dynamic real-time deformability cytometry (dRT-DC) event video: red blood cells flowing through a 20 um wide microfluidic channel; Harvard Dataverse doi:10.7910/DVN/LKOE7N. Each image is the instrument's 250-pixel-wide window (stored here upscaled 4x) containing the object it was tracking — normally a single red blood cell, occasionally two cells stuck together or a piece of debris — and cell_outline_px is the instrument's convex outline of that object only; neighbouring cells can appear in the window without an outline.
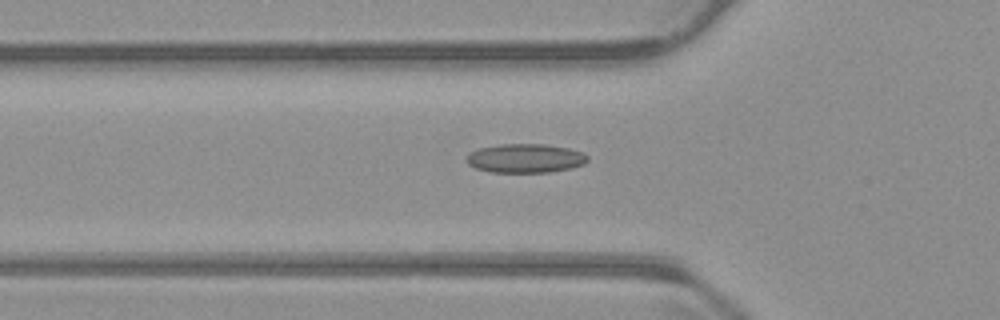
{"species": "common noctule bat (a hibernating species)", "species_latin": "Nyctalus noctula", "temperature_condition": "warm", "stored_images_in_passage": 48, "camera_frame_rate_fps": 3000, "um_per_image_px": 0.085, "animal": {"sex": "male", "body_mass_g": 23.1, "forearm_length_mm": 52.7}, "frame": {"image": 1, "passage_image": 19, "time_ms": 6.0, "image_size_px": [1000, 320], "cell_outline_px": [[588, 160], [584, 164], [572, 168], [548, 172], [488, 172], [476, 168], [468, 164], [464, 160], [472, 152], [480, 148], [500, 144], [544, 144], [568, 148], [584, 152], [588, 156]], "centroid_in_image_um": [44.67, 13.46], "position_along_channel_um": 81.1, "area_um2": 20.46}}
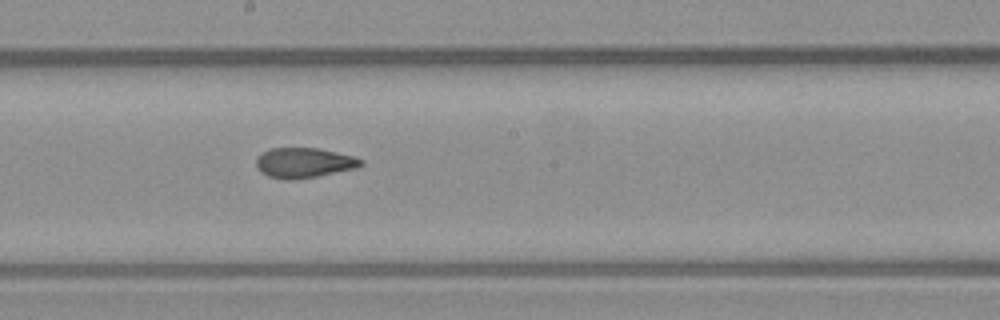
{"frame": {"image": 2, "passage_image": 30, "time_ms": 9.667, "image_size_px": [1000, 320], "cell_outline_px": [[364, 164], [356, 168], [316, 176], [288, 180], [268, 176], [260, 172], [256, 168], [256, 160], [264, 152], [272, 148], [320, 148], [352, 156], [364, 160]], "centroid_in_image_um": [25.84, 13.83], "position_along_channel_um": 222.4, "area_um2": 18.15}}
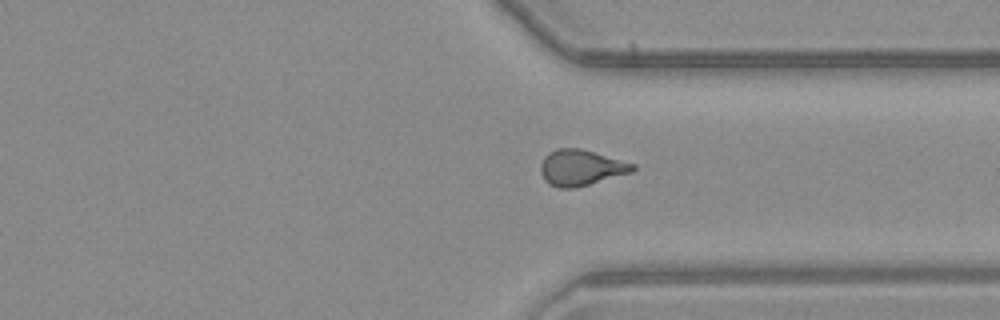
{"frame": {"image": 3, "passage_image": 41, "time_ms": 13.333, "image_size_px": [1000, 320], "cell_outline_px": [[636, 168], [632, 172], [588, 184], [572, 188], [560, 188], [548, 184], [544, 180], [540, 172], [540, 164], [544, 156], [548, 152], [556, 148], [580, 148], [636, 164]], "centroid_in_image_um": [49.34, 14.24], "position_along_channel_um": 362.1, "area_um2": 19.25}, "authors_computed_cell_mechanics": {"area_um2": 19.1607, "velocity_mm_per_s": 3.8143, "shape_relaxation_time_tau1_ms": null, "shape_relaxation_time_tau2_ms": 2.5641, "deformation_change_tau1": null, "deformation_change_tau2": 0.0932}}